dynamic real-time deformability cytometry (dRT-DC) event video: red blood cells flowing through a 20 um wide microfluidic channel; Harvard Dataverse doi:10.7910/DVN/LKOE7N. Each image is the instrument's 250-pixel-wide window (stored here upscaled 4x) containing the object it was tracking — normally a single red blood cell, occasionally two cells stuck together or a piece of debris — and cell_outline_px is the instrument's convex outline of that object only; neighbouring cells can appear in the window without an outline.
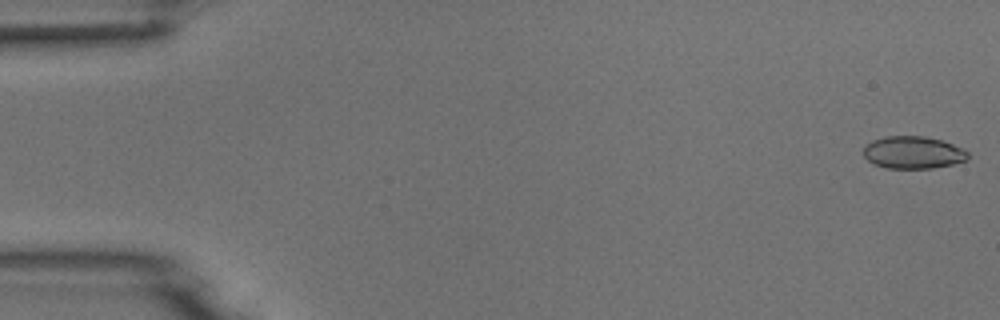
{"species": "common noctule bat (a hibernating species)", "species_latin": "Nyctalus noctula", "temperature_condition": "room temperature", "stored_images_in_passage": 51, "camera_frame_rate_fps": 3000, "um_per_image_px": 0.085, "animal": {"sex": "male", "body_mass_g": 18.8}, "frame": {"image": 1, "passage_image": 1, "time_ms": 0.0, "image_size_px": [1000, 320], "cell_outline_px": [[968, 160], [952, 164], [932, 168], [888, 168], [876, 164], [868, 160], [864, 156], [864, 148], [872, 140], [884, 136], [924, 136], [940, 140], [964, 148], [968, 152]], "centroid_in_image_um": [77.64, 12.95], "position_along_channel_um": 7.4, "area_um2": 19.59}}
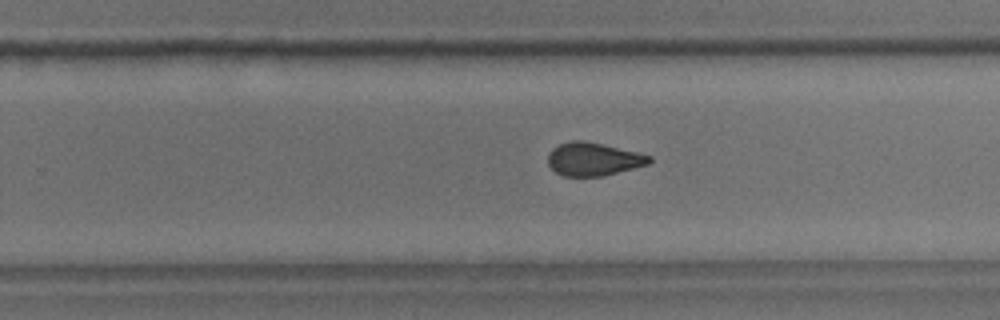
{"frame": {"image": 2, "passage_image": 32, "time_ms": 10.333, "image_size_px": [1000, 320], "cell_outline_px": [[652, 160], [648, 164], [604, 176], [564, 176], [556, 172], [548, 164], [548, 152], [552, 148], [560, 144], [572, 140], [584, 140], [604, 144], [640, 152], [652, 156]], "centroid_in_image_um": [50.45, 13.51], "position_along_channel_um": 279.3, "area_um2": 19.77}}
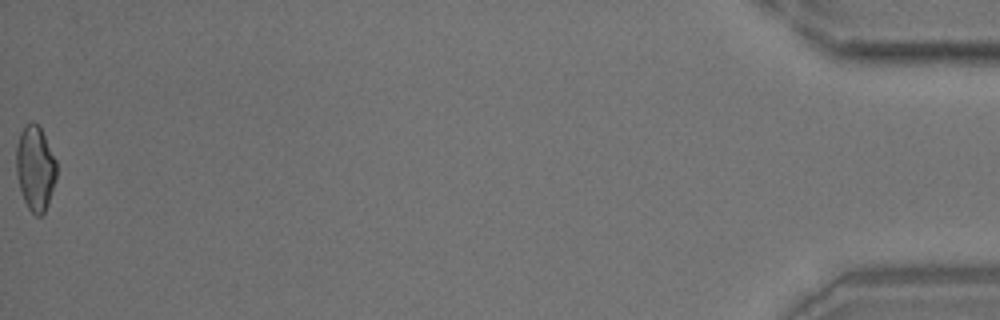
{"frame": {"image": 3, "passage_image": 51, "time_ms": 16.667, "image_size_px": [1000, 320], "cell_outline_px": [[56, 180], [48, 204], [44, 212], [40, 216], [36, 216], [28, 208], [24, 200], [16, 176], [16, 144], [20, 132], [24, 124], [32, 120], [40, 128], [56, 160]], "centroid_in_image_um": [2.98, 14.28], "position_along_channel_um": 432.2, "area_um2": 20.0}}